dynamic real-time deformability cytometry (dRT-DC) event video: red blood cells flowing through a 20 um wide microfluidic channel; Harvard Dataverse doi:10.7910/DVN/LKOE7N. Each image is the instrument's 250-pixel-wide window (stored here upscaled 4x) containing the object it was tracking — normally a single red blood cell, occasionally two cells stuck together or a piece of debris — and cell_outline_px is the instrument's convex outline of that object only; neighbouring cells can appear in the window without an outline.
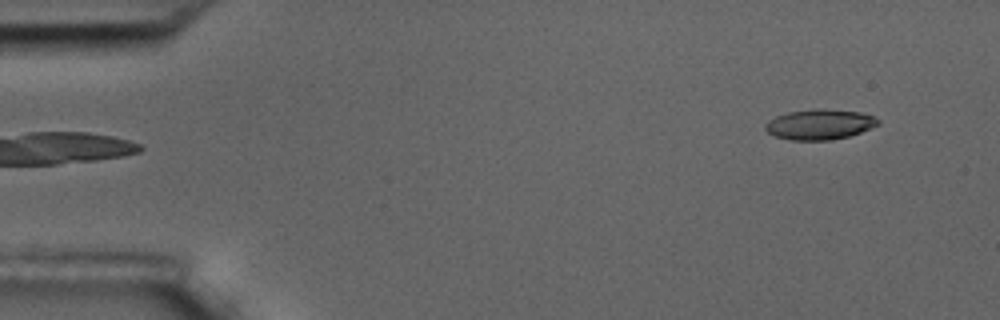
{"species": "common noctule bat (a hibernating species)", "species_latin": "Nyctalus noctula", "temperature_condition": "room temperature", "stored_images_in_passage": 6, "segment_of_instrument_passage": [2, 2], "camera_frame_rate_fps": 3000, "um_per_image_px": 0.085, "animal": {"sex": "male", "body_mass_g": 17.5, "forearm_length_mm": 52.3}, "frame": {"image": 1, "passage_image": 6, "time_ms": 6.0, "image_size_px": [1000, 320], "cell_outline_px": [[880, 124], [872, 128], [848, 136], [828, 140], [788, 140], [776, 136], [768, 132], [764, 128], [764, 124], [768, 120], [776, 116], [788, 112], [812, 108], [824, 108], [860, 112], [872, 116], [880, 120]], "centroid_in_image_um": [69.66, 10.56], "position_along_channel_um": 15.3, "area_um2": 20.06}}